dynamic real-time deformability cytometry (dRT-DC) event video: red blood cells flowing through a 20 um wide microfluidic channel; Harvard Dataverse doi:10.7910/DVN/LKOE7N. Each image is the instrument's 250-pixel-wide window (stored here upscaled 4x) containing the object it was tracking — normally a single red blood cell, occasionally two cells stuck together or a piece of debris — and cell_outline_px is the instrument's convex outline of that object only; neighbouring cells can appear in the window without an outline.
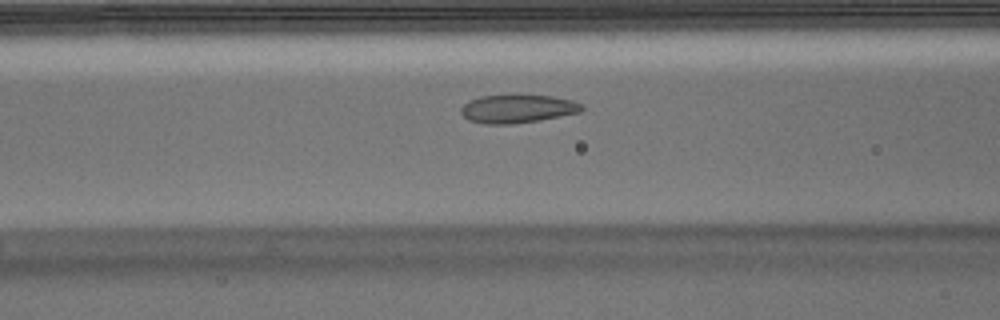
{"species": "Egyptian fruit bat (a non-hibernating species)", "species_latin": "Rousettus aegyptiacus", "temperature_condition": "warm", "stored_images_in_passage": 38, "camera_frame_rate_fps": 3000, "um_per_image_px": 0.085, "animal": {"sex": "male"}, "frame": {"image": 1, "passage_image": 5, "time_ms": 1.333, "image_size_px": [1000, 320], "cell_outline_px": [[584, 108], [580, 112], [540, 120], [512, 124], [484, 124], [468, 120], [460, 112], [460, 108], [468, 100], [480, 96], [552, 96], [572, 100], [580, 104]], "centroid_in_image_um": [43.95, 9.26], "position_along_channel_um": 122.7, "area_um2": 19.71}}
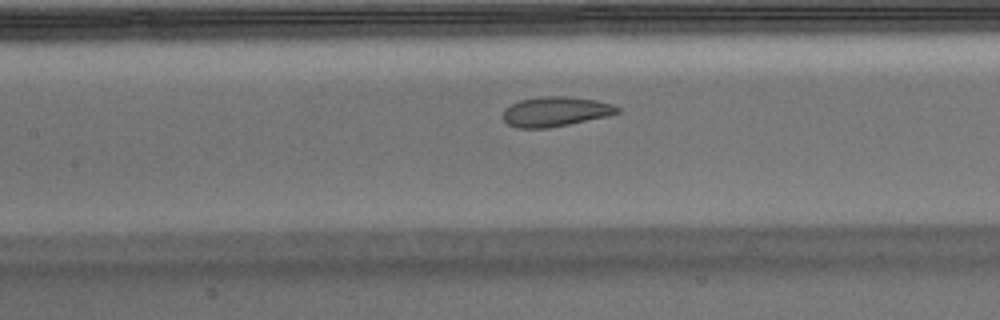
{"frame": {"image": 2, "passage_image": 8, "time_ms": 2.333, "image_size_px": [1000, 320], "cell_outline_px": [[620, 112], [608, 116], [548, 128], [516, 128], [508, 124], [504, 120], [504, 108], [520, 100], [540, 96], [568, 96], [596, 100], [612, 104], [620, 108]], "centroid_in_image_um": [47.22, 9.48], "position_along_channel_um": 160.2, "area_um2": 19.83}}
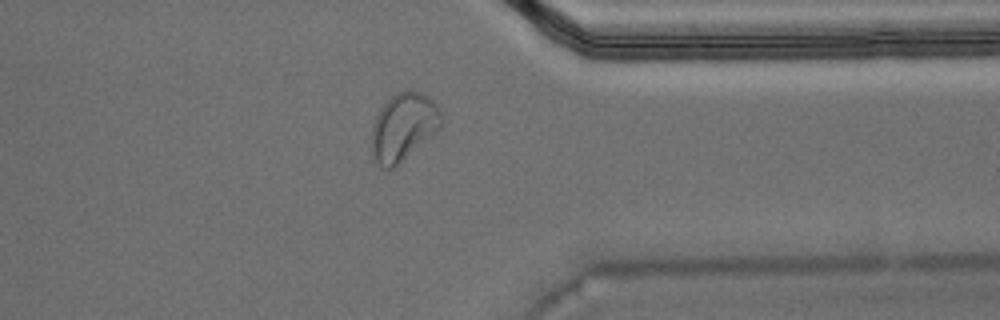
{"frame": {"image": 3, "passage_image": 26, "time_ms": 8.333, "image_size_px": [1000, 320], "cell_outline_px": [[444, 120], [440, 128], [436, 132], [392, 168], [384, 168], [376, 160], [372, 152], [372, 128], [376, 116], [380, 108], [392, 96], [408, 88], [420, 92], [428, 96], [440, 108], [444, 116]], "centroid_in_image_um": [34.34, 10.73], "position_along_channel_um": 377.1, "area_um2": 27.17}}